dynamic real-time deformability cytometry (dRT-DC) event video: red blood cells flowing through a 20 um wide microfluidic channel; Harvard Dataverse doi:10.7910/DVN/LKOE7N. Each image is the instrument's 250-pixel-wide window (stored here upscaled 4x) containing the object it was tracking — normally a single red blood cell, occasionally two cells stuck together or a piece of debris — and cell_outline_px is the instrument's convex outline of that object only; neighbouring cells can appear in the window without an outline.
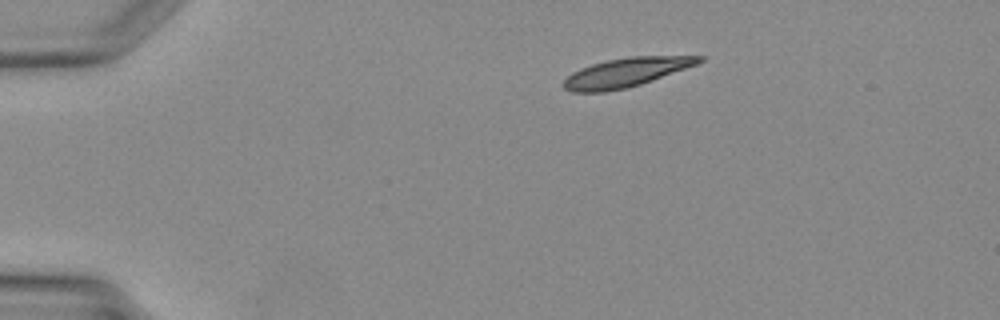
{"species": "Egyptian fruit bat (a non-hibernating species)", "species_latin": "Rousettus aegyptiacus", "temperature_condition": "warm", "stored_images_in_passage": 34, "camera_frame_rate_fps": 3000, "um_per_image_px": 0.085, "animal": {"sex": "female"}, "frame": {"image": 1, "passage_image": 1, "time_ms": 0.0, "image_size_px": [1000, 320], "cell_outline_px": [[704, 60], [696, 64], [640, 84], [624, 88], [604, 92], [572, 92], [564, 88], [564, 80], [572, 72], [580, 68], [592, 64], [608, 60], [628, 56], [704, 56]], "centroid_in_image_um": [53.17, 6.15], "position_along_channel_um": 31.8, "area_um2": 22.48}}
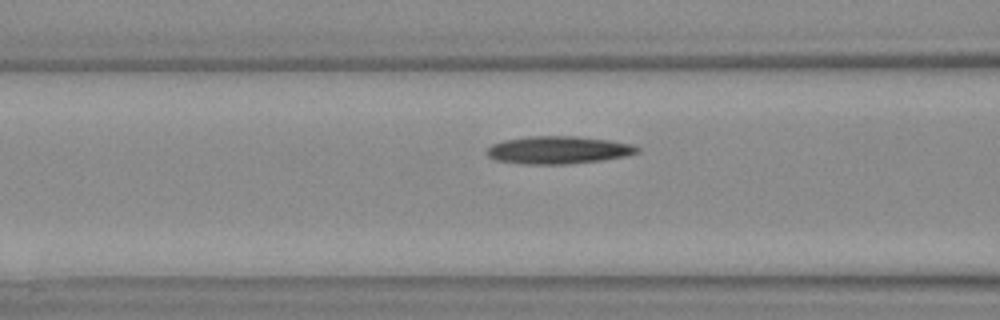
{"frame": {"image": 2, "passage_image": 10, "time_ms": 3.0, "image_size_px": [1000, 320], "cell_outline_px": [[640, 152], [624, 156], [600, 160], [564, 164], [524, 164], [496, 160], [488, 156], [484, 152], [492, 144], [504, 140], [532, 136], [576, 136], [608, 140], [632, 144], [640, 148]], "centroid_in_image_um": [47.43, 12.75], "position_along_channel_um": 119.2, "area_um2": 24.1}}
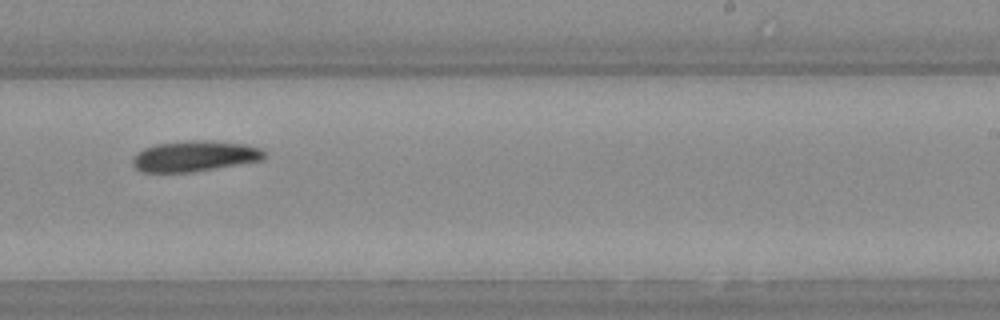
{"frame": {"image": 3, "passage_image": 19, "time_ms": 6.0, "image_size_px": [1000, 320], "cell_outline_px": [[264, 160], [192, 172], [140, 172], [132, 164], [132, 156], [136, 152], [144, 148], [156, 144], [184, 140], [212, 140], [244, 144], [260, 148], [264, 152]], "centroid_in_image_um": [16.5, 13.26], "position_along_channel_um": 272.5, "area_um2": 23.81}}